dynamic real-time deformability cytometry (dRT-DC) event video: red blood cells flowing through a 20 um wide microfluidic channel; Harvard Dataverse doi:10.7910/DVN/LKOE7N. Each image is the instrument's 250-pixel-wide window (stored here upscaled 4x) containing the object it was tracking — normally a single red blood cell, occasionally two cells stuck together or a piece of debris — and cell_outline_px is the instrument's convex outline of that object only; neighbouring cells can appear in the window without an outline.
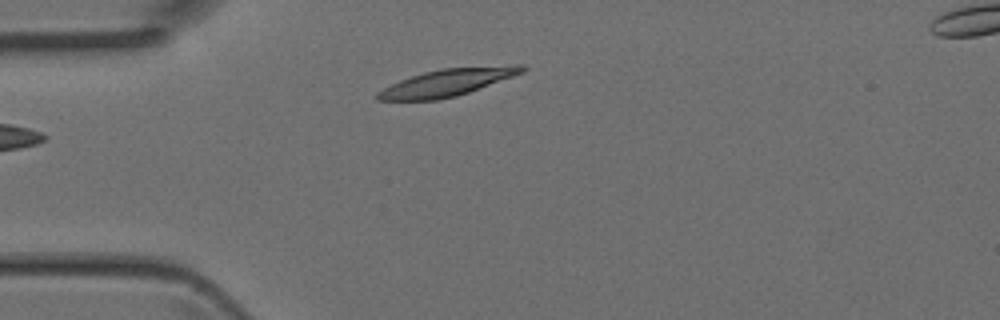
{"species": "Egyptian fruit bat (a non-hibernating species)", "species_latin": "Rousettus aegyptiacus", "temperature_condition": "room temperature", "stored_images_in_passage": 4, "camera_frame_rate_fps": 3000, "um_per_image_px": 0.085, "animal": {"sex": "female"}, "frame": {"image": 1, "passage_image": 4, "time_ms": 1.0, "image_size_px": [1000, 320], "cell_outline_px": [[528, 68], [524, 72], [468, 92], [456, 96], [436, 100], [376, 100], [376, 92], [400, 80], [424, 72], [444, 68], [516, 64], [524, 64]], "centroid_in_image_um": [38.06, 7.0], "position_along_channel_um": 46.9, "area_um2": 22.72}}